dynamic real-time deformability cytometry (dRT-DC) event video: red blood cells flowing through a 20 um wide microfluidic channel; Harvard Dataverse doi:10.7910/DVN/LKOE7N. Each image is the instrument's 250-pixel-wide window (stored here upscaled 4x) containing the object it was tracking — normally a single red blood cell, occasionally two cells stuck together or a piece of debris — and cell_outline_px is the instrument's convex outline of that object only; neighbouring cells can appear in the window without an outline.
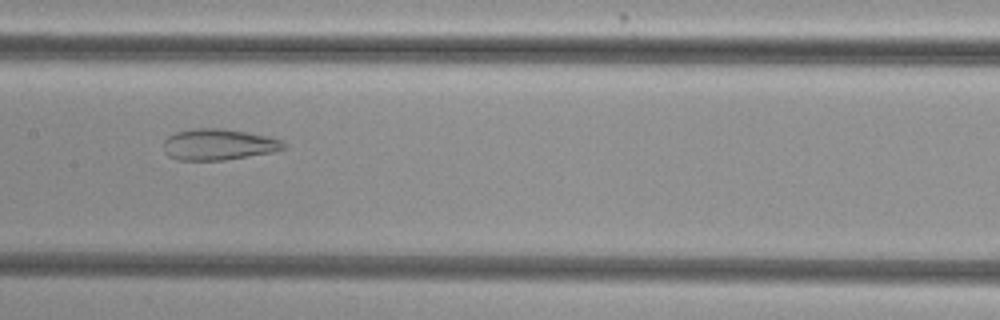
{"species": "common noctule bat (a hibernating species)", "species_latin": "Nyctalus noctula", "temperature_condition": "cold", "stored_images_in_passage": 51, "camera_frame_rate_fps": 3000, "um_per_image_px": 0.085, "animal": {"sex": "female", "body_mass_g": 29.2, "forearm_length_mm": 56.3}, "frame": {"image": 1, "passage_image": 25, "time_ms": 8.0, "image_size_px": [1000, 320], "cell_outline_px": [[284, 148], [272, 152], [224, 160], [176, 160], [168, 156], [164, 152], [164, 140], [168, 136], [176, 132], [196, 128], [220, 128], [248, 132], [268, 136], [280, 140], [284, 144]], "centroid_in_image_um": [18.52, 12.28], "position_along_channel_um": 188.9, "area_um2": 21.73}}
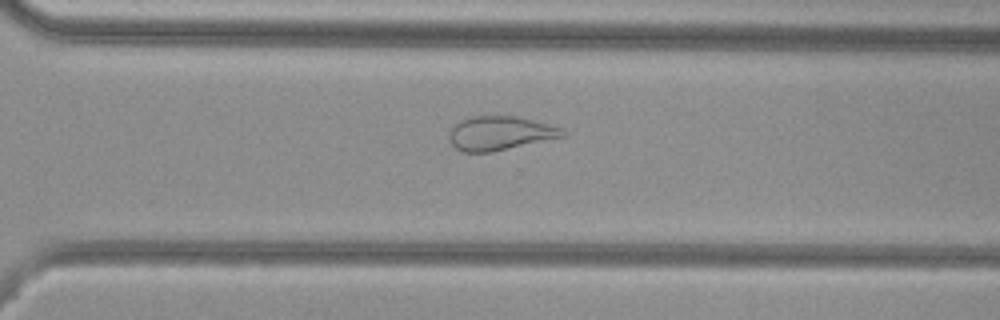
{"frame": {"image": 2, "passage_image": 36, "time_ms": 11.667, "image_size_px": [1000, 320], "cell_outline_px": [[564, 136], [492, 152], [464, 152], [456, 148], [448, 140], [448, 132], [460, 120], [472, 116], [516, 116], [548, 124], [560, 128], [564, 132]], "centroid_in_image_um": [42.43, 11.32], "position_along_channel_um": 328.2, "area_um2": 22.2}}
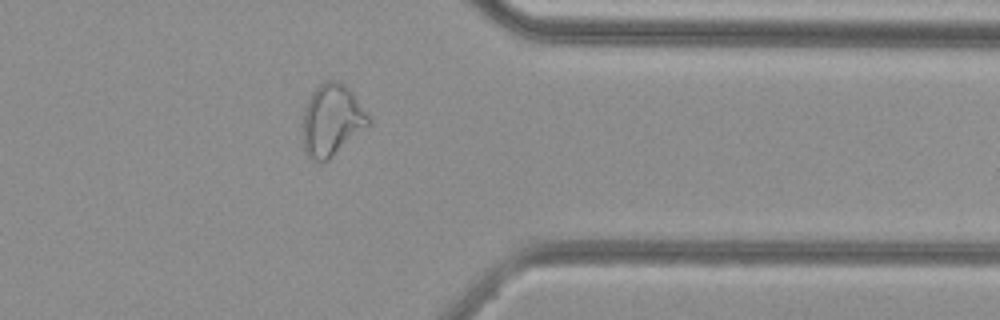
{"frame": {"image": 3, "passage_image": 41, "time_ms": 13.333, "image_size_px": [1000, 320], "cell_outline_px": [[372, 124], [328, 160], [312, 160], [304, 152], [304, 108], [312, 92], [324, 80], [336, 80], [344, 84], [352, 92], [372, 120]], "centroid_in_image_um": [28.24, 10.21], "position_along_channel_um": 383.2, "area_um2": 27.34}, "authors_computed_cell_mechanics": {"area_um2": 28.9578, "velocity_mm_per_s": 3.8071, "shape_relaxation_time_tau1_ms": null, "shape_relaxation_time_tau2_ms": 1.8991, "deformation_change_tau1": null, "deformation_change_tau2": 0.0962}}